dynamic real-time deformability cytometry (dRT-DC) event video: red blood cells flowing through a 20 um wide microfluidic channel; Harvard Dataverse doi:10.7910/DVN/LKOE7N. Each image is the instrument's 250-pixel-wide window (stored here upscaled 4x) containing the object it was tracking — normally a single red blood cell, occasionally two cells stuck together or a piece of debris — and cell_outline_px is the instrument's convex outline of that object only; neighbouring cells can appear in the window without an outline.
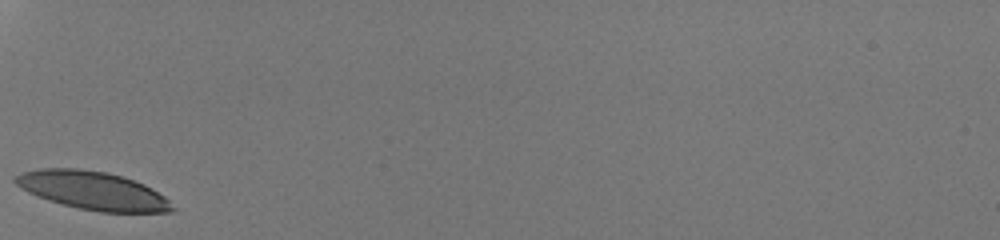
{"species": "human", "species_latin": "Homo sapiens", "temperature_condition": "room temperature", "stored_images_in_passage": 24, "camera_frame_rate_fps": 3000, "um_per_image_px": 0.085, "donor": {"sex": "male"}, "frame": {"image": 1, "passage_image": 1, "time_ms": 0.0, "image_size_px": [1000, 240], "cell_outline_px": [[176, 208], [172, 212], [100, 212], [76, 208], [48, 200], [28, 192], [20, 188], [12, 180], [12, 176], [20, 172], [40, 168], [80, 168], [108, 172], [144, 184], [152, 188], [164, 196]], "centroid_in_image_um": [7.84, 16.19], "position_along_channel_um": 77.2, "area_um2": 35.2}}
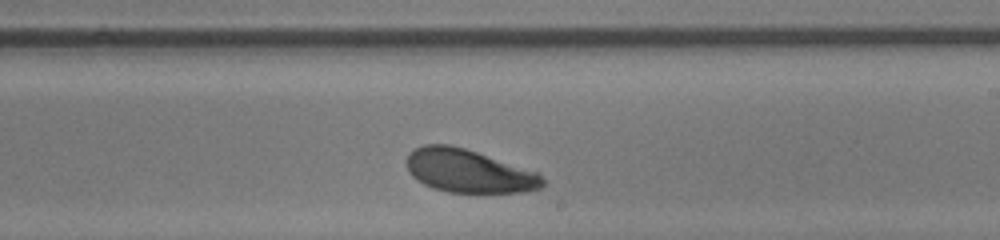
{"frame": {"image": 2, "passage_image": 14, "time_ms": 4.333, "image_size_px": [1000, 240], "cell_outline_px": [[544, 184], [540, 188], [520, 192], [448, 192], [432, 188], [416, 180], [408, 172], [404, 160], [408, 152], [424, 144], [448, 144], [464, 148], [540, 172], [544, 180]], "centroid_in_image_um": [39.79, 14.53], "position_along_channel_um": 249.2, "area_um2": 34.51}}
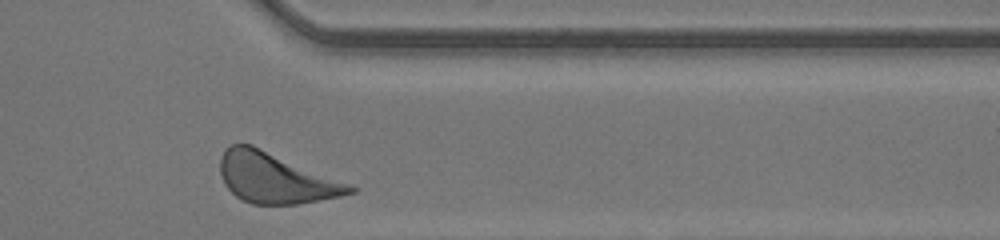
{"frame": {"image": 3, "passage_image": 24, "time_ms": 7.667, "image_size_px": [1000, 240], "cell_outline_px": [[360, 188], [356, 192], [340, 196], [296, 204], [252, 204], [240, 200], [224, 184], [220, 176], [220, 160], [224, 148], [232, 144], [252, 144]], "centroid_in_image_um": [23.4, 15.13], "position_along_channel_um": 388.0, "area_um2": 38.03}, "authors_computed_cell_mechanics": {"area_um2": 35.1135, "velocity_mm_per_s": 4.1505, "shape_relaxation_time_tau1_ms": 1.8006, "shape_relaxation_time_tau2_ms": 4.8516, "deformation_change_tau1": 0.1271, "deformation_change_tau2": 0.134}}